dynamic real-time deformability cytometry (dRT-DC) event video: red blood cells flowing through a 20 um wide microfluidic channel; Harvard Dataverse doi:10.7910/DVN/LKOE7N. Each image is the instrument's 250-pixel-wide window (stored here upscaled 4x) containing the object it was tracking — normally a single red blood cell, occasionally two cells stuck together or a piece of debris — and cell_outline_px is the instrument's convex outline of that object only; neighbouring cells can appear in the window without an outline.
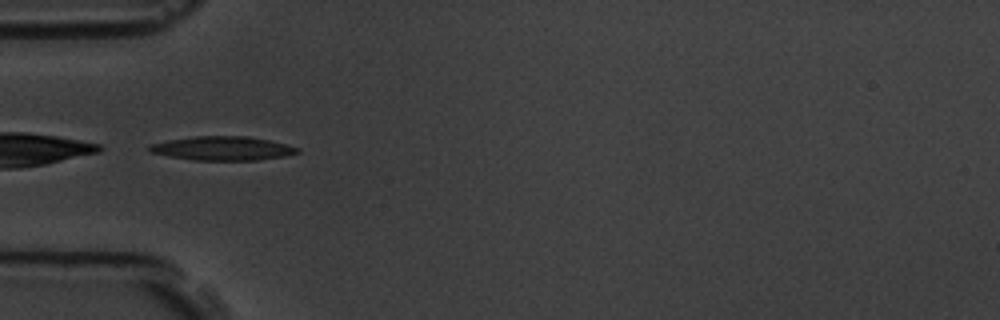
{"species": "common noctule bat (a hibernating species)", "species_latin": "Nyctalus noctula", "temperature_condition": "room temperature", "stored_images_in_passage": 11, "camera_frame_rate_fps": 3000, "um_per_image_px": 0.085, "animal": {"sex": "male", "body_mass_g": 19.5, "forearm_length_mm": 54.6}, "frame": {"image": 1, "passage_image": 5, "time_ms": 5.333, "image_size_px": [1000, 320], "cell_outline_px": [[300, 152], [284, 156], [256, 160], [196, 160], [168, 156], [148, 152], [148, 144], [168, 140], [196, 136], [248, 136], [268, 140], [300, 148]], "centroid_in_image_um": [18.87, 12.61], "position_along_channel_um": 66.1, "area_um2": 20.58}}
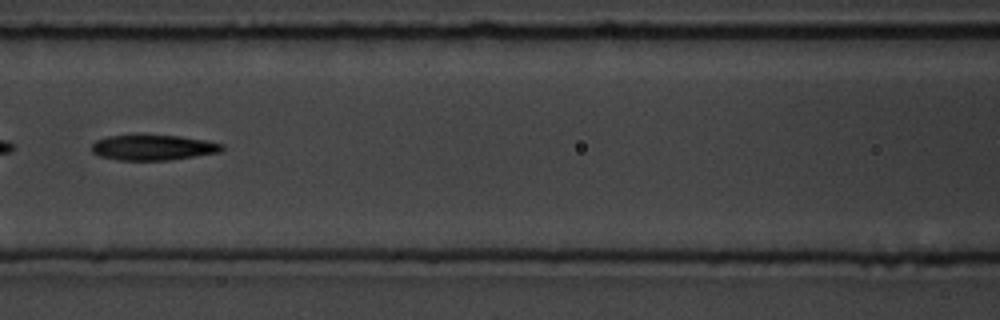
{"frame": {"image": 2, "passage_image": 7, "time_ms": 7.667, "image_size_px": [1000, 320], "cell_outline_px": [[224, 148], [220, 152], [168, 160], [116, 160], [100, 156], [92, 152], [92, 144], [96, 140], [108, 136], [136, 132], [140, 132], [180, 136], [204, 140], [224, 144]], "centroid_in_image_um": [12.96, 12.49], "position_along_channel_um": 153.6, "area_um2": 20.06}}
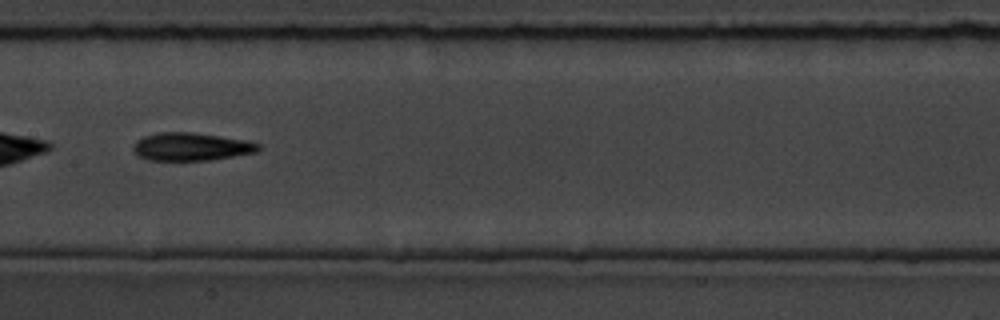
{"frame": {"image": 3, "passage_image": 8, "time_ms": 8.667, "image_size_px": [1000, 320], "cell_outline_px": [[260, 148], [256, 152], [212, 160], [148, 160], [140, 156], [132, 148], [136, 140], [144, 136], [160, 132], [192, 132], [220, 136], [244, 140], [260, 144]], "centroid_in_image_um": [16.24, 12.47], "position_along_channel_um": 191.2, "area_um2": 20.23}}